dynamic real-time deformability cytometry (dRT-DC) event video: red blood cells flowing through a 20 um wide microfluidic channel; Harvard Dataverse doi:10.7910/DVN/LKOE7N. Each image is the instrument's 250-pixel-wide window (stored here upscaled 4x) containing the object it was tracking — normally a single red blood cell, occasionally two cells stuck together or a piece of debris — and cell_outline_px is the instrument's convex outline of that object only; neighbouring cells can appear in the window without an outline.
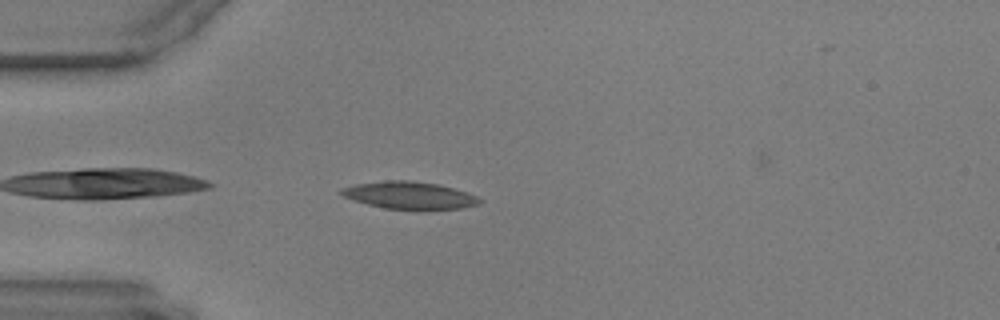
{"species": "common noctule bat (a hibernating species)", "species_latin": "Nyctalus noctula", "temperature_condition": "warm", "stored_images_in_passage": 45, "camera_frame_rate_fps": 3000, "um_per_image_px": 0.085, "animal": {"sex": "male", "body_mass_g": 17.9, "forearm_length_mm": 54.2}, "frame": {"image": 1, "passage_image": 2, "time_ms": 0.333, "image_size_px": [1000, 320], "cell_outline_px": [[484, 200], [480, 204], [460, 208], [384, 208], [368, 204], [344, 196], [340, 192], [344, 188], [356, 184], [384, 180], [412, 180], [440, 184], [468, 192]], "centroid_in_image_um": [34.87, 16.57], "position_along_channel_um": 50.1, "area_um2": 21.56}}
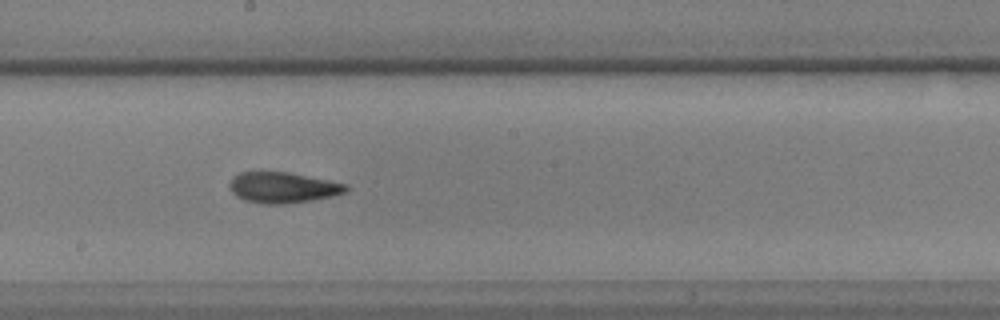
{"frame": {"image": 2, "passage_image": 18, "time_ms": 5.667, "image_size_px": [1000, 320], "cell_outline_px": [[348, 192], [332, 196], [312, 200], [288, 204], [268, 204], [244, 200], [236, 196], [232, 192], [228, 184], [232, 176], [240, 172], [260, 168], [288, 172], [348, 184]], "centroid_in_image_um": [23.98, 15.9], "position_along_channel_um": 224.2, "area_um2": 21.68}}
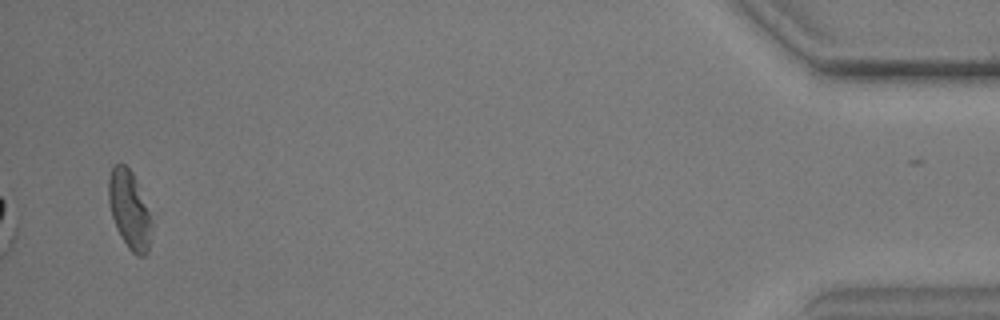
{"frame": {"image": 3, "passage_image": 42, "time_ms": 13.667, "image_size_px": [1000, 320], "cell_outline_px": [[152, 228], [148, 252], [144, 256], [136, 256], [128, 248], [120, 236], [116, 228], [112, 216], [108, 200], [108, 176], [112, 168], [116, 164], [124, 164], [132, 172], [136, 180], [148, 212]], "centroid_in_image_um": [10.97, 17.86], "position_along_channel_um": 424.2, "area_um2": 19.36}}